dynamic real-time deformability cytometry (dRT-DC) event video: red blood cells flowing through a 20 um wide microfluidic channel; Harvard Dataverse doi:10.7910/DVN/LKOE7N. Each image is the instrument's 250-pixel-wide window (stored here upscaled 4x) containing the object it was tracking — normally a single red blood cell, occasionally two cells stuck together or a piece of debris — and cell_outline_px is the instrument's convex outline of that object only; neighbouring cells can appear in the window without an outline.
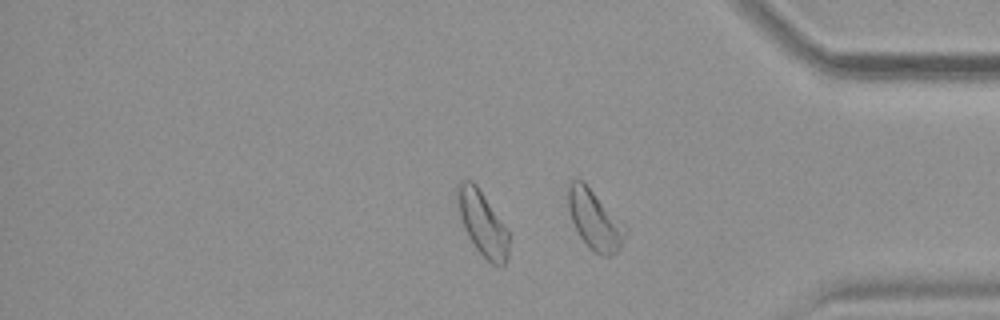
{"species": "common noctule bat (a hibernating species)", "species_latin": "Nyctalus noctula", "temperature_condition": "warm", "stored_images_in_passage": 40, "camera_frame_rate_fps": 3000, "um_per_image_px": 0.085, "animal": {"sex": "female", "body_mass_g": 19.9}, "frame": {"image": 1, "passage_image": 40, "time_ms": 13.0, "image_size_px": [1000, 320], "cell_outline_px": [[628, 232], [620, 248], [616, 252], [608, 256], [604, 256], [596, 252], [580, 236], [572, 220], [568, 208], [568, 188], [572, 180], [584, 180], [628, 228]], "centroid_in_image_um": [50.58, 18.65], "position_along_channel_um": 384.6, "area_um2": 19.65}, "authors_computed_cell_mechanics": {"area_um2": 19.6231, "velocity_mm_per_s": 3.8763, "shape_relaxation_time_tau1_ms": null, "shape_relaxation_time_tau2_ms": 4.3107, "deformation_change_tau1": null, "deformation_change_tau2": 0.1012}}